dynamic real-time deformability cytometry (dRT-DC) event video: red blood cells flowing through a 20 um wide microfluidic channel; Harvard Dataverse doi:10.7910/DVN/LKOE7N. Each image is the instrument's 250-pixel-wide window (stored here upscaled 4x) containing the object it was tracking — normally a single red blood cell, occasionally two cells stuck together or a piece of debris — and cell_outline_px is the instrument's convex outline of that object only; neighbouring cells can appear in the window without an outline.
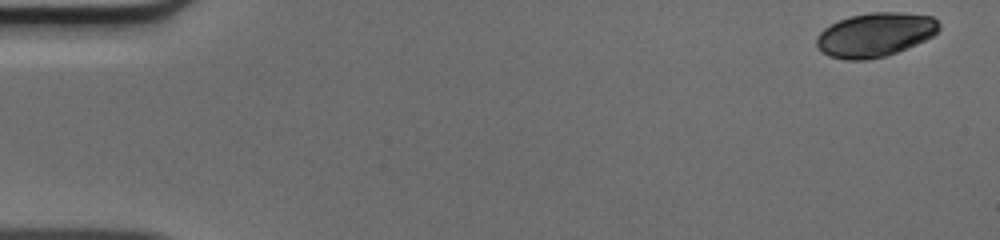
{"species": "human", "species_latin": "Homo sapiens", "temperature_condition": "cold", "stored_images_in_passage": 49, "camera_frame_rate_fps": 3000, "um_per_image_px": 0.085, "donor": {"sex": "male"}, "frame": {"image": 1, "passage_image": 1, "time_ms": 0.0, "image_size_px": [1000, 240], "cell_outline_px": [[940, 28], [932, 36], [916, 44], [896, 52], [884, 56], [868, 60], [844, 60], [828, 56], [820, 52], [816, 44], [816, 36], [824, 28], [848, 16], [872, 12], [900, 12], [932, 16], [940, 24]], "centroid_in_image_um": [74.35, 2.96], "position_along_channel_um": 10.7, "area_um2": 31.5}}
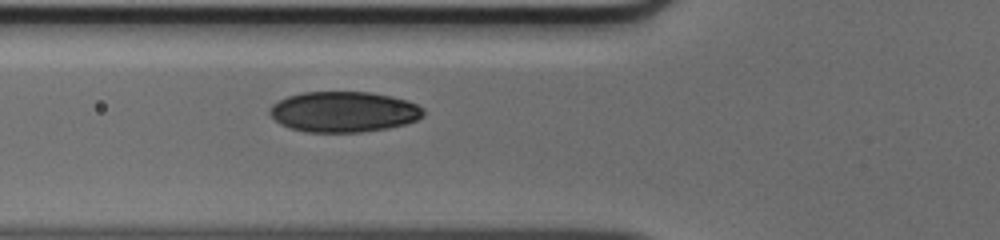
{"frame": {"image": 2, "passage_image": 18, "time_ms": 5.667, "image_size_px": [1000, 240], "cell_outline_px": [[424, 116], [416, 120], [404, 124], [388, 128], [360, 132], [304, 132], [280, 124], [268, 112], [268, 108], [272, 104], [288, 96], [304, 92], [368, 92], [388, 96], [404, 100], [416, 104], [424, 108]], "centroid_in_image_um": [29.19, 9.51], "position_along_channel_um": 96.6, "area_um2": 36.18}}
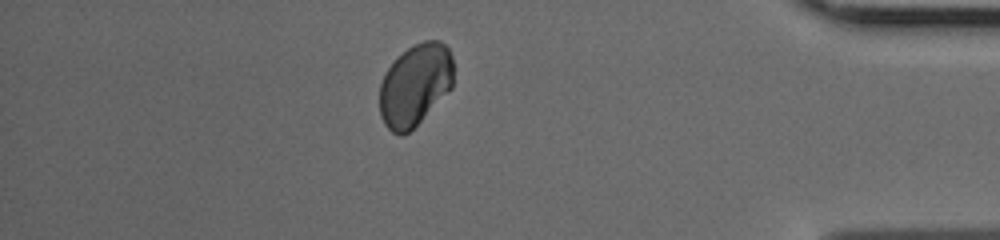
{"frame": {"image": 3, "passage_image": 43, "time_ms": 14.0, "image_size_px": [1000, 240], "cell_outline_px": [[452, 88], [408, 132], [400, 136], [392, 132], [384, 124], [380, 116], [380, 84], [388, 68], [408, 48], [424, 40], [440, 40], [448, 48], [452, 56]], "centroid_in_image_um": [35.28, 7.22], "position_along_channel_um": 399.9, "area_um2": 34.8}}